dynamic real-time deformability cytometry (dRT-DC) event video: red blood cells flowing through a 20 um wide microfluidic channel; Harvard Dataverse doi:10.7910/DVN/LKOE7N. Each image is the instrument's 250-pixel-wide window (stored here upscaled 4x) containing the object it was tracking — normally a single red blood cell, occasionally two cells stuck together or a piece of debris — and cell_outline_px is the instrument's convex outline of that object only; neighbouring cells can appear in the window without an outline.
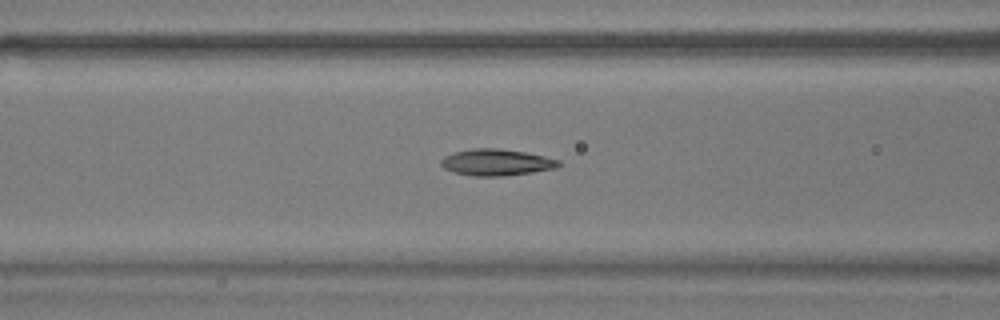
{"species": "common noctule bat (a hibernating species)", "species_latin": "Nyctalus noctula", "temperature_condition": "warm", "stored_images_in_passage": 55, "camera_frame_rate_fps": 3000, "um_per_image_px": 0.085, "animal": {"sex": "male", "body_mass_g": 17.9}, "frame": {"image": 1, "passage_image": 22, "time_ms": 7.0, "image_size_px": [1000, 320], "cell_outline_px": [[560, 164], [556, 168], [532, 172], [504, 176], [476, 176], [452, 172], [444, 168], [440, 164], [440, 160], [444, 156], [452, 152], [472, 148], [500, 148], [524, 152], [544, 156], [560, 160]], "centroid_in_image_um": [42.16, 13.79], "position_along_channel_um": 124.4, "area_um2": 18.26}}
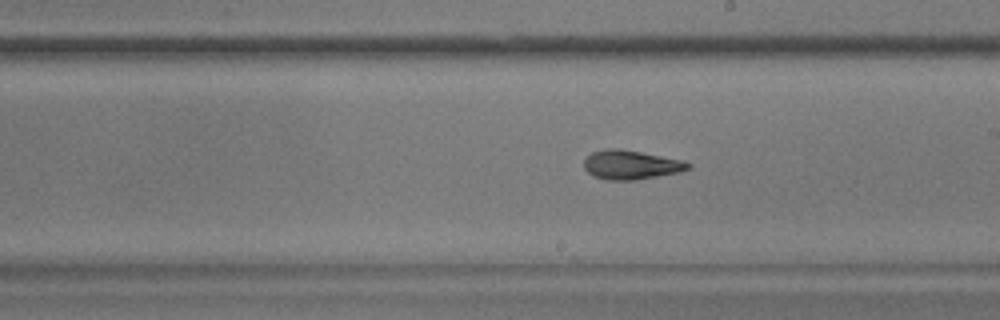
{"frame": {"image": 2, "passage_image": 31, "time_ms": 10.0, "image_size_px": [1000, 320], "cell_outline_px": [[692, 164], [688, 168], [680, 172], [636, 180], [608, 180], [592, 176], [584, 168], [584, 160], [592, 152], [604, 148], [620, 148], [684, 160]], "centroid_in_image_um": [53.62, 14.0], "position_along_channel_um": 235.4, "area_um2": 17.8}}
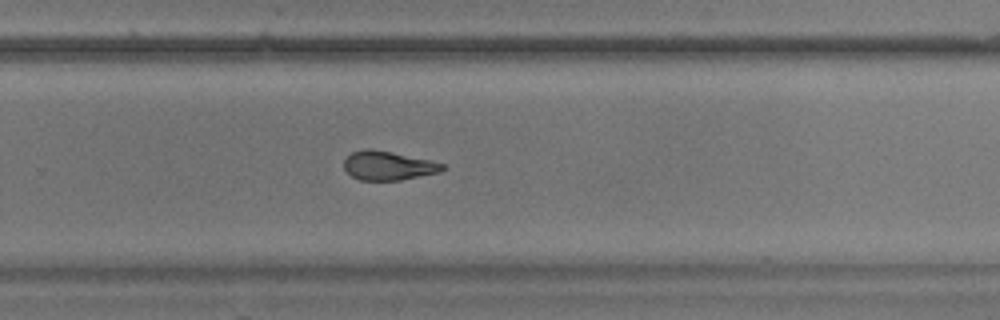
{"frame": {"image": 3, "passage_image": 36, "time_ms": 11.667, "image_size_px": [1000, 320], "cell_outline_px": [[448, 168], [440, 172], [400, 180], [360, 180], [352, 176], [344, 168], [344, 160], [352, 152], [364, 148], [372, 148], [392, 152], [428, 160], [444, 164]], "centroid_in_image_um": [32.99, 14.07], "position_along_channel_um": 296.8, "area_um2": 16.59}, "authors_computed_cell_mechanics": {"area_um2": 17.8602, "velocity_mm_per_s": 3.7047, "shape_relaxation_time_tau1_ms": 3.8738, "shape_relaxation_time_tau2_ms": 3.7415, "deformation_change_tau1": 0.1482, "deformation_change_tau2": 0.0821}}